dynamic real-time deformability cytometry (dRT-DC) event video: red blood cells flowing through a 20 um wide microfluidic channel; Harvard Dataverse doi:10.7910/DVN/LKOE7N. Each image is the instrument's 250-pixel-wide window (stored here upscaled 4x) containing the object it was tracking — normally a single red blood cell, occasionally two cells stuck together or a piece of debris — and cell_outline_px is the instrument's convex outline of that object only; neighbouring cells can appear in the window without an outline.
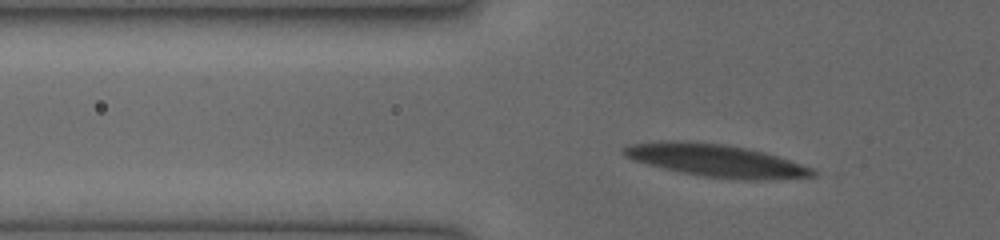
{"species": "human", "species_latin": "Homo sapiens", "temperature_condition": "cold", "stored_images_in_passage": 31, "camera_frame_rate_fps": 3000, "um_per_image_px": 0.085, "donor": {"sex": "female"}, "frame": {"image": 1, "passage_image": 2, "time_ms": 0.333, "image_size_px": [1000, 240], "cell_outline_px": [[816, 176], [760, 180], [744, 180], [704, 176], [680, 172], [648, 164], [624, 156], [620, 152], [628, 144], [660, 140], [688, 140], [724, 144], [764, 152], [812, 168], [816, 172]], "centroid_in_image_um": [60.8, 13.63], "position_along_channel_um": 65.0, "area_um2": 35.66}}
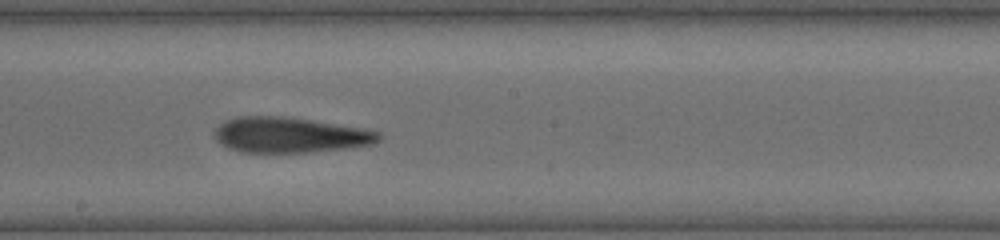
{"frame": {"image": 2, "passage_image": 14, "time_ms": 4.333, "image_size_px": [1000, 240], "cell_outline_px": [[380, 140], [372, 144], [344, 148], [312, 152], [240, 152], [228, 148], [220, 144], [212, 136], [212, 132], [224, 120], [240, 116], [280, 116], [308, 120], [360, 128], [380, 132]], "centroid_in_image_um": [24.55, 11.48], "position_along_channel_um": 223.7, "area_um2": 33.7}}
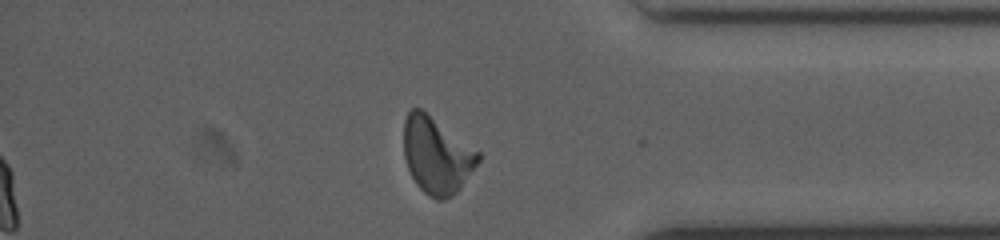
{"frame": {"image": 3, "passage_image": 27, "time_ms": 8.667, "image_size_px": [1000, 240], "cell_outline_px": [[480, 160], [460, 188], [452, 196], [444, 200], [436, 200], [424, 192], [416, 184], [408, 168], [404, 156], [404, 120], [408, 112], [412, 108], [420, 108], [480, 152]], "centroid_in_image_um": [37.11, 13.22], "position_along_channel_um": 398.1, "area_um2": 32.83}}